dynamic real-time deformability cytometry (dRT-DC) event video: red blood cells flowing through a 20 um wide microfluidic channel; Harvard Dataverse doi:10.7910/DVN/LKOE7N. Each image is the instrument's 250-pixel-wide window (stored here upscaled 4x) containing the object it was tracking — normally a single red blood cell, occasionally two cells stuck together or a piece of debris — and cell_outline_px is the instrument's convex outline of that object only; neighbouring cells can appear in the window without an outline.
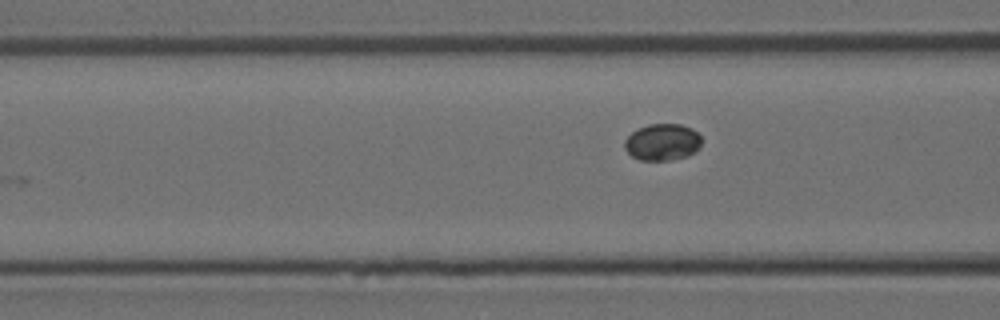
{"species": "Egyptian fruit bat (a non-hibernating species)", "species_latin": "Rousettus aegyptiacus", "temperature_condition": "room temperature", "stored_images_in_passage": 6, "camera_frame_rate_fps": 3000, "um_per_image_px": 0.085, "animal": {"sex": "female"}, "frame": {"image": 1, "passage_image": 6, "time_ms": 1.667, "image_size_px": [1000, 320], "cell_outline_px": [[700, 144], [696, 152], [688, 156], [672, 160], [640, 160], [632, 156], [624, 148], [624, 140], [632, 132], [648, 124], [680, 124], [692, 128], [700, 136]], "centroid_in_image_um": [56.3, 12.09], "position_along_channel_um": 110.3, "area_um2": 16.47}}